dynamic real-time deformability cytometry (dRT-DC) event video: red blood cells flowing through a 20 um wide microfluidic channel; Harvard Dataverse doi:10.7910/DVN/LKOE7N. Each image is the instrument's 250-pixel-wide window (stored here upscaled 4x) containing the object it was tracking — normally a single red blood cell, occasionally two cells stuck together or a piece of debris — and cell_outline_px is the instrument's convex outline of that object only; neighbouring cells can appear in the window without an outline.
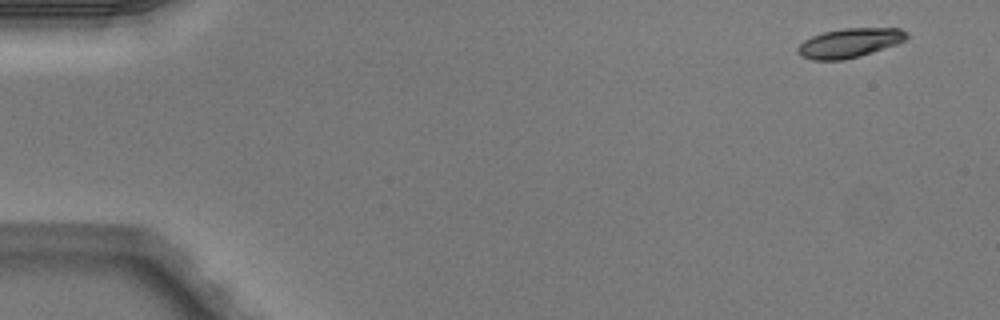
{"species": "Egyptian fruit bat (a non-hibernating species)", "species_latin": "Rousettus aegyptiacus", "temperature_condition": "warm", "stored_images_in_passage": 4, "camera_frame_rate_fps": 3000, "um_per_image_px": 0.085, "animal": {"sex": "male"}, "frame": {"image": 1, "passage_image": 1, "time_ms": 0.0, "image_size_px": [1000, 320], "cell_outline_px": [[908, 40], [860, 56], [844, 60], [812, 60], [800, 56], [796, 52], [796, 48], [804, 40], [812, 36], [824, 32], [844, 28], [900, 28], [908, 32]], "centroid_in_image_um": [72.21, 3.65], "position_along_channel_um": 12.8, "area_um2": 18.73}}